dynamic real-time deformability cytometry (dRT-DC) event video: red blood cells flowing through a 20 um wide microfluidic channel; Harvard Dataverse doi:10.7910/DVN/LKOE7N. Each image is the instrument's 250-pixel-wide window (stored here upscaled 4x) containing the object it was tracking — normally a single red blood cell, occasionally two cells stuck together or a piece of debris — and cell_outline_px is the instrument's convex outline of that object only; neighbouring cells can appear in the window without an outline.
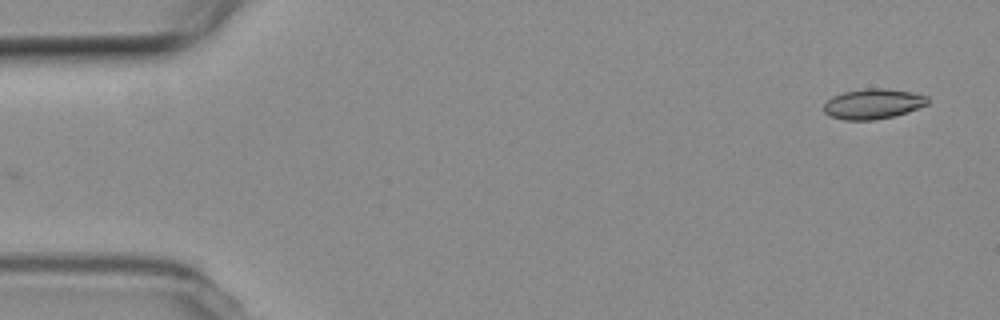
{"species": "common noctule bat (a hibernating species)", "species_latin": "Nyctalus noctula", "temperature_condition": "room temperature", "stored_images_in_passage": 2, "camera_frame_rate_fps": 3000, "um_per_image_px": 0.085, "animal": {"sex": "female", "body_mass_g": 19.3, "forearm_length_mm": 54.1}, "frame": {"image": 1, "passage_image": 2, "time_ms": 1.0, "image_size_px": [1000, 320], "cell_outline_px": [[928, 104], [892, 116], [872, 120], [844, 120], [832, 116], [824, 112], [824, 104], [832, 96], [844, 92], [868, 88], [888, 88], [912, 92], [928, 96]], "centroid_in_image_um": [74.2, 8.81], "position_along_channel_um": 10.8, "area_um2": 18.03}}